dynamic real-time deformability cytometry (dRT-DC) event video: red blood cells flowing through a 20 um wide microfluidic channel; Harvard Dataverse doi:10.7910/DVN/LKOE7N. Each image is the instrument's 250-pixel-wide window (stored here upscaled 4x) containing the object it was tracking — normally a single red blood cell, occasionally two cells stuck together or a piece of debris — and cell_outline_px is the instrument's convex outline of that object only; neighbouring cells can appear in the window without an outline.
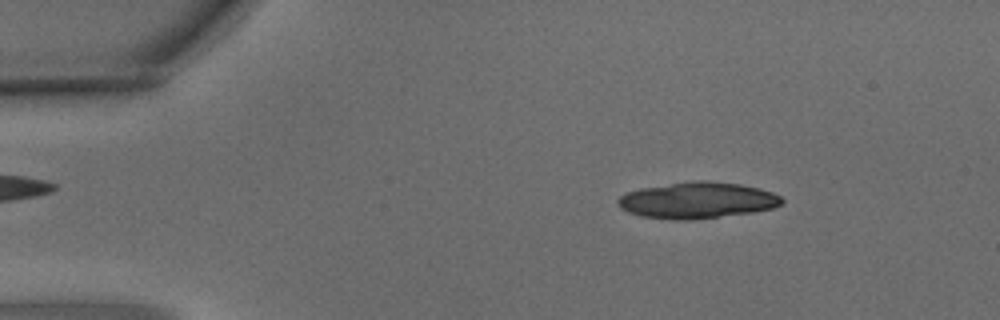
{"species": "common noctule bat (a hibernating species)", "species_latin": "Nyctalus noctula", "temperature_condition": "warm", "stored_images_in_passage": 4, "camera_frame_rate_fps": 3000, "um_per_image_px": 0.085, "animal": {"sex": "male", "body_mass_g": 15.6}, "frame": {"image": 1, "passage_image": 1, "time_ms": 0.0, "image_size_px": [1000, 320], "cell_outline_px": [[784, 200], [780, 204], [772, 208], [752, 212], [680, 220], [676, 220], [640, 216], [628, 212], [620, 208], [616, 204], [616, 200], [620, 196], [628, 192], [640, 188], [696, 180], [708, 180], [740, 184], [760, 188], [772, 192], [780, 196]], "centroid_in_image_um": [59.23, 17.01], "position_along_channel_um": 25.8, "area_um2": 34.33}}
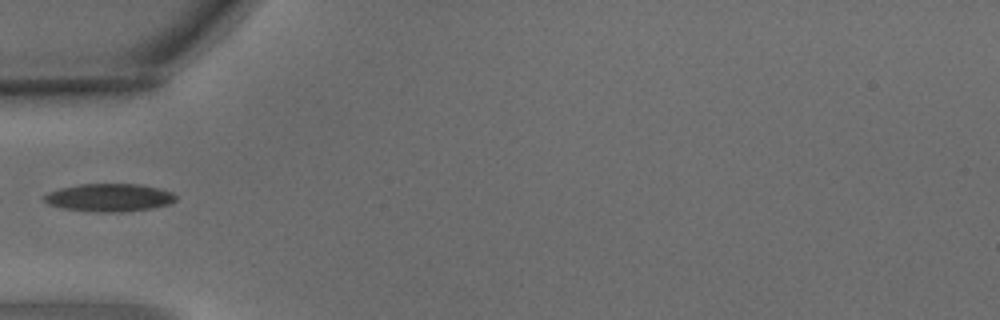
{"frame": {"image": 2, "passage_image": 4, "time_ms": 1.0, "image_size_px": [1000, 320], "cell_outline_px": [[176, 200], [168, 204], [152, 208], [120, 212], [96, 212], [64, 208], [48, 204], [44, 200], [44, 196], [48, 192], [60, 188], [80, 184], [140, 184], [160, 188], [172, 192], [176, 196]], "centroid_in_image_um": [9.3, 16.79], "position_along_channel_um": 75.7, "area_um2": 21.33}}